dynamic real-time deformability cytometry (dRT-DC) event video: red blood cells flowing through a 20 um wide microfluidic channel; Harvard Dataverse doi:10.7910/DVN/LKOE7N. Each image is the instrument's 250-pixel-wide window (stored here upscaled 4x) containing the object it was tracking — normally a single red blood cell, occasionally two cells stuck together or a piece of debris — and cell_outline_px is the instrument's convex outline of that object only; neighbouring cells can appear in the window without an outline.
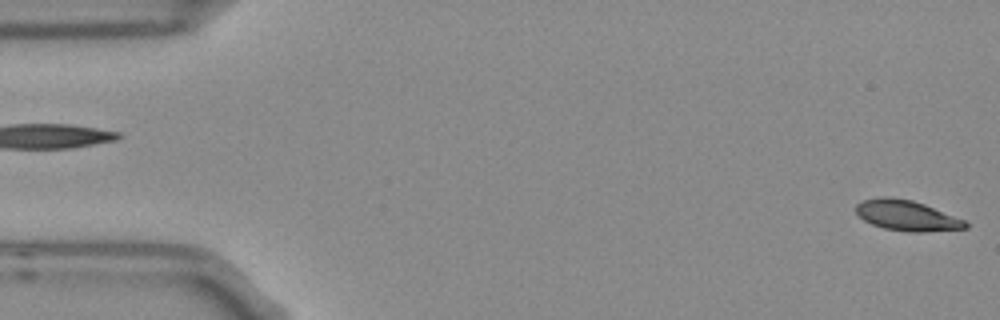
{"species": "Egyptian fruit bat (a non-hibernating species)", "species_latin": "Rousettus aegyptiacus", "temperature_condition": "room temperature", "stored_images_in_passage": 5, "segment_of_instrument_passage": [2, 2], "camera_frame_rate_fps": 3000, "um_per_image_px": 0.085, "frame": {"image": 1, "passage_image": 5, "time_ms": 1.333, "image_size_px": [1000, 320], "cell_outline_px": [[968, 228], [920, 232], [908, 232], [884, 228], [872, 224], [864, 220], [856, 212], [856, 204], [864, 200], [880, 196], [884, 196], [912, 200], [924, 204], [964, 220], [968, 224]], "centroid_in_image_um": [77.06, 18.32], "position_along_channel_um": 7.9, "area_um2": 19.19}}